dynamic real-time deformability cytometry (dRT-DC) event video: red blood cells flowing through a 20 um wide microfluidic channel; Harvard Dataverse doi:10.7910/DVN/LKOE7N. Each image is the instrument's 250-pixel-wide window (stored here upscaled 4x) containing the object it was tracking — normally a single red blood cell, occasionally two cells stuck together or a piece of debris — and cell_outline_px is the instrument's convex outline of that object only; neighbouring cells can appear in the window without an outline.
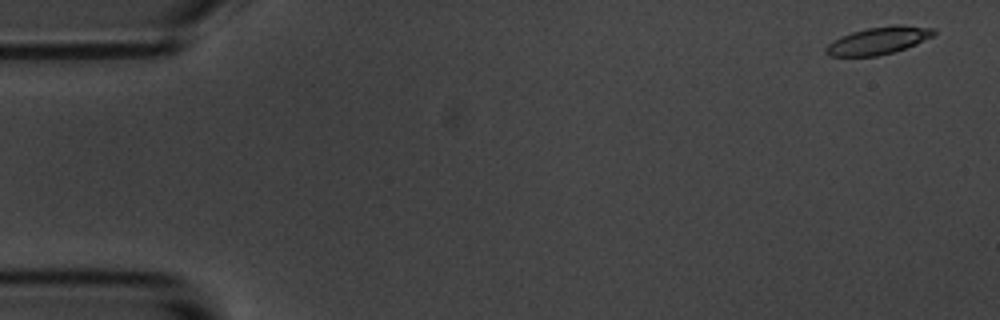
{"species": "common noctule bat (a hibernating species)", "species_latin": "Nyctalus noctula", "temperature_condition": "room temperature", "stored_images_in_passage": 3, "camera_frame_rate_fps": 3000, "um_per_image_px": 0.085, "animal": {"sex": "male", "body_mass_g": 20.1, "forearm_length_mm": 53.5}, "frame": {"image": 1, "passage_image": 1, "time_ms": 0.0, "image_size_px": [1000, 320], "cell_outline_px": [[936, 32], [932, 36], [916, 44], [892, 52], [876, 56], [828, 56], [824, 52], [824, 48], [828, 44], [840, 36], [852, 32], [868, 28], [892, 24], [904, 24], [936, 28]], "centroid_in_image_um": [74.66, 3.43], "position_along_channel_um": 10.3, "area_um2": 17.34}}